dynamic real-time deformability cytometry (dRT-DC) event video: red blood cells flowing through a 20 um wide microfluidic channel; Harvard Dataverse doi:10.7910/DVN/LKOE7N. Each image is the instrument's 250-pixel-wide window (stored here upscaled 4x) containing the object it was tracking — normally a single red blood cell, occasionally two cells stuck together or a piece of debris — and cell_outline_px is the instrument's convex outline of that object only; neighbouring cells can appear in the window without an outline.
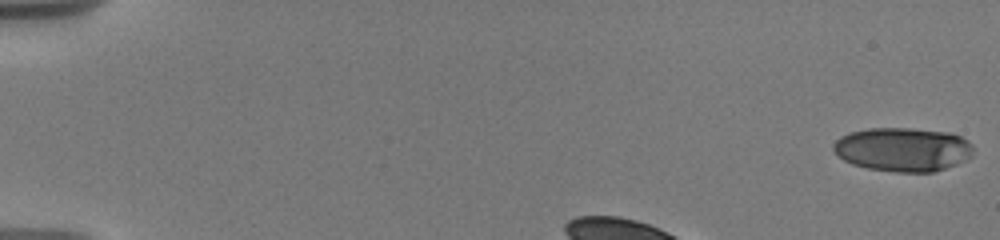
{"species": "human", "species_latin": "Homo sapiens", "temperature_condition": "warm", "stored_images_in_passage": 34, "camera_frame_rate_fps": 3000, "um_per_image_px": 0.085, "donor": {"sex": "male"}, "frame": {"image": 1, "passage_image": 1, "time_ms": 0.0, "image_size_px": [1000, 240], "cell_outline_px": [[972, 156], [956, 164], [932, 172], [896, 172], [868, 168], [852, 164], [844, 160], [832, 148], [832, 144], [840, 136], [848, 132], [868, 128], [912, 128], [952, 132], [968, 140], [972, 144]], "centroid_in_image_um": [76.74, 12.68], "position_along_channel_um": 8.3, "area_um2": 35.95}}
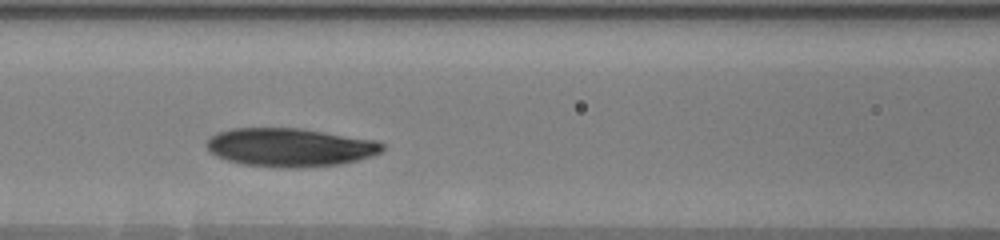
{"frame": {"image": 2, "passage_image": 21, "time_ms": 5.333, "image_size_px": [1000, 240], "cell_outline_px": [[384, 148], [380, 152], [372, 156], [340, 164], [300, 168], [284, 168], [244, 164], [228, 160], [216, 156], [208, 152], [204, 144], [212, 136], [220, 132], [232, 128], [304, 128], [376, 140], [384, 144]], "centroid_in_image_um": [24.65, 12.52], "position_along_channel_um": 142.0, "area_um2": 39.59}}
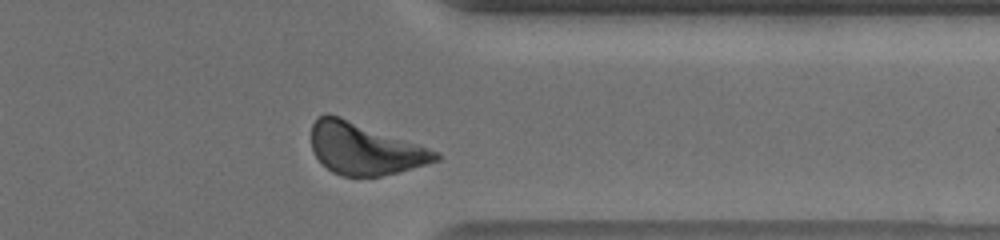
{"frame": {"image": 3, "passage_image": 33, "time_ms": 12.0, "image_size_px": [1000, 240], "cell_outline_px": [[440, 160], [396, 172], [380, 176], [340, 176], [332, 172], [316, 156], [312, 148], [312, 124], [324, 112], [328, 112], [340, 116], [420, 144], [440, 152]], "centroid_in_image_um": [31.0, 12.63], "position_along_channel_um": 380.4, "area_um2": 37.28}, "authors_computed_cell_mechanics": {"area_um2": 38.3214, "velocity_mm_per_s": 3.5986, "shape_relaxation_time_tau1_ms": 3.0785, "shape_relaxation_time_tau2_ms": null, "deformation_change_tau1": 0.1175, "deformation_change_tau2": null}}